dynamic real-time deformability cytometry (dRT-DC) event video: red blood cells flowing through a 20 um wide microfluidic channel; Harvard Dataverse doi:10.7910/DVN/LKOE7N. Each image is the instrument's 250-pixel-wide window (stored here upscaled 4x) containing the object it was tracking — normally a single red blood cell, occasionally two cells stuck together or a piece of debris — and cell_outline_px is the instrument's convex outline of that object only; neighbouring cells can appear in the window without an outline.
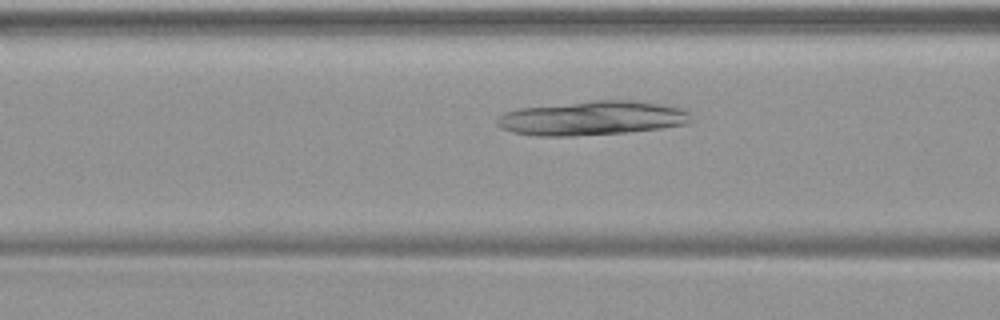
{"species": "common noctule bat (a hibernating species)", "species_latin": "Nyctalus noctula", "temperature_condition": "warm", "stored_images_in_passage": 49, "camera_frame_rate_fps": 3000, "um_per_image_px": 0.085, "animal": {"sex": "female", "body_mass_g": 19.9}, "frame": {"image": 1, "passage_image": 19, "time_ms": 6.0, "image_size_px": [1000, 320], "cell_outline_px": [[692, 120], [688, 124], [664, 128], [628, 132], [576, 136], [536, 136], [512, 132], [500, 128], [496, 124], [496, 120], [504, 112], [520, 108], [592, 100], [636, 100], [672, 104], [684, 108], [692, 112]], "centroid_in_image_um": [50.43, 10.03], "position_along_channel_um": 116.2, "area_um2": 39.59}}
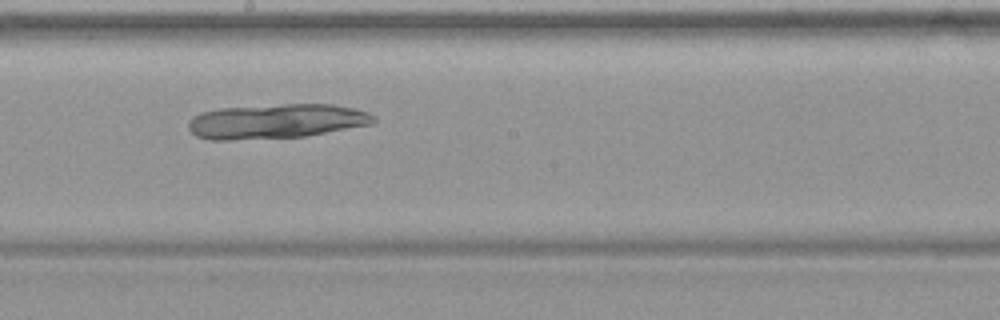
{"frame": {"image": 2, "passage_image": 27, "time_ms": 8.667, "image_size_px": [1000, 320], "cell_outline_px": [[376, 120], [372, 124], [304, 136], [232, 140], [208, 140], [196, 136], [188, 128], [188, 120], [192, 116], [200, 112], [220, 108], [284, 104], [332, 104], [352, 108], [368, 112], [376, 116]], "centroid_in_image_um": [23.44, 10.3], "position_along_channel_um": 224.8, "area_um2": 37.45}}
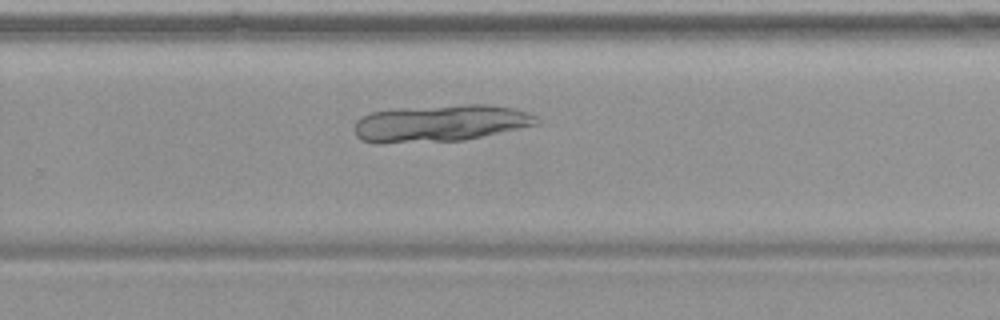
{"frame": {"image": 3, "passage_image": 32, "time_ms": 10.333, "image_size_px": [1000, 320], "cell_outline_px": [[540, 124], [464, 140], [380, 144], [376, 144], [360, 140], [356, 136], [356, 120], [360, 116], [368, 112], [392, 108], [464, 104], [488, 104], [512, 108], [528, 112], [536, 116], [540, 120]], "centroid_in_image_um": [37.38, 10.47], "position_along_channel_um": 292.4, "area_um2": 39.88}}